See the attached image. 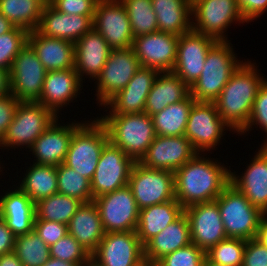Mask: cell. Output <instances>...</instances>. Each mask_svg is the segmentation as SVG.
<instances>
[{"instance_id": "6da1fadb", "label": "cell", "mask_w": 267, "mask_h": 266, "mask_svg": "<svg viewBox=\"0 0 267 266\" xmlns=\"http://www.w3.org/2000/svg\"><path fill=\"white\" fill-rule=\"evenodd\" d=\"M205 156L197 153L174 172L175 199L184 209L216 200L230 183L231 166Z\"/></svg>"}, {"instance_id": "7a4b0ae2", "label": "cell", "mask_w": 267, "mask_h": 266, "mask_svg": "<svg viewBox=\"0 0 267 266\" xmlns=\"http://www.w3.org/2000/svg\"><path fill=\"white\" fill-rule=\"evenodd\" d=\"M247 59L214 101L220 117L232 129V134L237 135L246 127L258 89L267 79L257 63Z\"/></svg>"}, {"instance_id": "3957f363", "label": "cell", "mask_w": 267, "mask_h": 266, "mask_svg": "<svg viewBox=\"0 0 267 266\" xmlns=\"http://www.w3.org/2000/svg\"><path fill=\"white\" fill-rule=\"evenodd\" d=\"M236 54L231 40L217 41L210 48L200 77L190 87V95L195 101L214 102L218 98L232 74L244 62Z\"/></svg>"}, {"instance_id": "277c9868", "label": "cell", "mask_w": 267, "mask_h": 266, "mask_svg": "<svg viewBox=\"0 0 267 266\" xmlns=\"http://www.w3.org/2000/svg\"><path fill=\"white\" fill-rule=\"evenodd\" d=\"M97 118L108 131L109 141L135 162H139L156 137L151 116L147 113L106 115Z\"/></svg>"}, {"instance_id": "5b68a950", "label": "cell", "mask_w": 267, "mask_h": 266, "mask_svg": "<svg viewBox=\"0 0 267 266\" xmlns=\"http://www.w3.org/2000/svg\"><path fill=\"white\" fill-rule=\"evenodd\" d=\"M94 119V120H93ZM85 120L74 132L64 164L83 177L93 178L100 154L109 142L104 124L97 118Z\"/></svg>"}, {"instance_id": "8992f818", "label": "cell", "mask_w": 267, "mask_h": 266, "mask_svg": "<svg viewBox=\"0 0 267 266\" xmlns=\"http://www.w3.org/2000/svg\"><path fill=\"white\" fill-rule=\"evenodd\" d=\"M58 118L49 108L38 102H19L13 120L0 140V150L9 152L23 149L26 152L34 141Z\"/></svg>"}, {"instance_id": "52a82bcc", "label": "cell", "mask_w": 267, "mask_h": 266, "mask_svg": "<svg viewBox=\"0 0 267 266\" xmlns=\"http://www.w3.org/2000/svg\"><path fill=\"white\" fill-rule=\"evenodd\" d=\"M227 238L255 239L264 213L229 183L215 200Z\"/></svg>"}, {"instance_id": "ba28073f", "label": "cell", "mask_w": 267, "mask_h": 266, "mask_svg": "<svg viewBox=\"0 0 267 266\" xmlns=\"http://www.w3.org/2000/svg\"><path fill=\"white\" fill-rule=\"evenodd\" d=\"M192 30L217 41H229L228 28L247 23L237 0H191Z\"/></svg>"}, {"instance_id": "9c48e42d", "label": "cell", "mask_w": 267, "mask_h": 266, "mask_svg": "<svg viewBox=\"0 0 267 266\" xmlns=\"http://www.w3.org/2000/svg\"><path fill=\"white\" fill-rule=\"evenodd\" d=\"M232 129L220 117L214 102H197L191 107L184 136L197 153L212 154ZM217 148V149H216ZM208 152V153H207Z\"/></svg>"}, {"instance_id": "30bf717a", "label": "cell", "mask_w": 267, "mask_h": 266, "mask_svg": "<svg viewBox=\"0 0 267 266\" xmlns=\"http://www.w3.org/2000/svg\"><path fill=\"white\" fill-rule=\"evenodd\" d=\"M141 65L132 47L126 49H113L95 80L94 89L96 102L99 109L118 92L124 89ZM102 107V108H101Z\"/></svg>"}, {"instance_id": "8fae6325", "label": "cell", "mask_w": 267, "mask_h": 266, "mask_svg": "<svg viewBox=\"0 0 267 266\" xmlns=\"http://www.w3.org/2000/svg\"><path fill=\"white\" fill-rule=\"evenodd\" d=\"M139 209L175 199L174 173L135 162L128 181Z\"/></svg>"}, {"instance_id": "7c38bea8", "label": "cell", "mask_w": 267, "mask_h": 266, "mask_svg": "<svg viewBox=\"0 0 267 266\" xmlns=\"http://www.w3.org/2000/svg\"><path fill=\"white\" fill-rule=\"evenodd\" d=\"M46 74L47 70L36 52L26 43L9 71L11 94L19 102H37L41 97Z\"/></svg>"}, {"instance_id": "4fadbf2b", "label": "cell", "mask_w": 267, "mask_h": 266, "mask_svg": "<svg viewBox=\"0 0 267 266\" xmlns=\"http://www.w3.org/2000/svg\"><path fill=\"white\" fill-rule=\"evenodd\" d=\"M105 233L135 231L140 209L127 185L93 199Z\"/></svg>"}, {"instance_id": "5bb4252c", "label": "cell", "mask_w": 267, "mask_h": 266, "mask_svg": "<svg viewBox=\"0 0 267 266\" xmlns=\"http://www.w3.org/2000/svg\"><path fill=\"white\" fill-rule=\"evenodd\" d=\"M135 161L110 141L104 146L91 179L93 199L128 185Z\"/></svg>"}, {"instance_id": "9a60e30c", "label": "cell", "mask_w": 267, "mask_h": 266, "mask_svg": "<svg viewBox=\"0 0 267 266\" xmlns=\"http://www.w3.org/2000/svg\"><path fill=\"white\" fill-rule=\"evenodd\" d=\"M93 28L113 49L132 47L133 33L127 11L120 0H99L93 17Z\"/></svg>"}, {"instance_id": "2e32d148", "label": "cell", "mask_w": 267, "mask_h": 266, "mask_svg": "<svg viewBox=\"0 0 267 266\" xmlns=\"http://www.w3.org/2000/svg\"><path fill=\"white\" fill-rule=\"evenodd\" d=\"M189 226L191 243L207 252L227 238L216 201L190 205L184 209Z\"/></svg>"}, {"instance_id": "e0dca14e", "label": "cell", "mask_w": 267, "mask_h": 266, "mask_svg": "<svg viewBox=\"0 0 267 266\" xmlns=\"http://www.w3.org/2000/svg\"><path fill=\"white\" fill-rule=\"evenodd\" d=\"M91 258L101 266H135L144 258L136 231L105 233Z\"/></svg>"}, {"instance_id": "ac0fdd59", "label": "cell", "mask_w": 267, "mask_h": 266, "mask_svg": "<svg viewBox=\"0 0 267 266\" xmlns=\"http://www.w3.org/2000/svg\"><path fill=\"white\" fill-rule=\"evenodd\" d=\"M179 36L168 32H154L134 37L132 48L141 67L159 72H172L177 55Z\"/></svg>"}, {"instance_id": "d6986e66", "label": "cell", "mask_w": 267, "mask_h": 266, "mask_svg": "<svg viewBox=\"0 0 267 266\" xmlns=\"http://www.w3.org/2000/svg\"><path fill=\"white\" fill-rule=\"evenodd\" d=\"M216 42L213 37L193 30L180 35L172 72L191 87L200 77L207 53Z\"/></svg>"}, {"instance_id": "ffe728a7", "label": "cell", "mask_w": 267, "mask_h": 266, "mask_svg": "<svg viewBox=\"0 0 267 266\" xmlns=\"http://www.w3.org/2000/svg\"><path fill=\"white\" fill-rule=\"evenodd\" d=\"M58 117L28 150L34 156L32 163L59 166L64 163L73 132L85 121L65 122ZM63 121V122H62ZM62 122V123H60ZM63 124V125H62Z\"/></svg>"}, {"instance_id": "44dd1931", "label": "cell", "mask_w": 267, "mask_h": 266, "mask_svg": "<svg viewBox=\"0 0 267 266\" xmlns=\"http://www.w3.org/2000/svg\"><path fill=\"white\" fill-rule=\"evenodd\" d=\"M196 154L190 140L184 135L173 137L156 135L139 163L148 168L174 173Z\"/></svg>"}, {"instance_id": "7402d4cb", "label": "cell", "mask_w": 267, "mask_h": 266, "mask_svg": "<svg viewBox=\"0 0 267 266\" xmlns=\"http://www.w3.org/2000/svg\"><path fill=\"white\" fill-rule=\"evenodd\" d=\"M256 148L244 171H230V183L255 207L267 214V145ZM248 165V166H247ZM244 172V173H243ZM238 173V174H237ZM240 174V175H239Z\"/></svg>"}, {"instance_id": "603a6c76", "label": "cell", "mask_w": 267, "mask_h": 266, "mask_svg": "<svg viewBox=\"0 0 267 266\" xmlns=\"http://www.w3.org/2000/svg\"><path fill=\"white\" fill-rule=\"evenodd\" d=\"M82 89L83 82L74 68L47 71L41 97L37 102L52 110L58 117H62L61 111L78 101Z\"/></svg>"}, {"instance_id": "cb8c5ba5", "label": "cell", "mask_w": 267, "mask_h": 266, "mask_svg": "<svg viewBox=\"0 0 267 266\" xmlns=\"http://www.w3.org/2000/svg\"><path fill=\"white\" fill-rule=\"evenodd\" d=\"M159 71L140 67L127 86L112 97L103 107L107 115L143 113L147 96Z\"/></svg>"}, {"instance_id": "d4e9b609", "label": "cell", "mask_w": 267, "mask_h": 266, "mask_svg": "<svg viewBox=\"0 0 267 266\" xmlns=\"http://www.w3.org/2000/svg\"><path fill=\"white\" fill-rule=\"evenodd\" d=\"M74 69L84 83L94 82L100 75L112 49L94 28L74 43ZM92 80V81H91Z\"/></svg>"}, {"instance_id": "484cf974", "label": "cell", "mask_w": 267, "mask_h": 266, "mask_svg": "<svg viewBox=\"0 0 267 266\" xmlns=\"http://www.w3.org/2000/svg\"><path fill=\"white\" fill-rule=\"evenodd\" d=\"M15 184L12 183V188L9 184L10 188L0 194V217L19 236L33 231L35 203Z\"/></svg>"}, {"instance_id": "4316f807", "label": "cell", "mask_w": 267, "mask_h": 266, "mask_svg": "<svg viewBox=\"0 0 267 266\" xmlns=\"http://www.w3.org/2000/svg\"><path fill=\"white\" fill-rule=\"evenodd\" d=\"M93 17L60 13L47 2L37 30L47 37L75 43L93 28Z\"/></svg>"}, {"instance_id": "83f0119b", "label": "cell", "mask_w": 267, "mask_h": 266, "mask_svg": "<svg viewBox=\"0 0 267 266\" xmlns=\"http://www.w3.org/2000/svg\"><path fill=\"white\" fill-rule=\"evenodd\" d=\"M27 43L36 52L38 59L47 71L74 68V42L47 37L36 29L28 32Z\"/></svg>"}, {"instance_id": "f1b7e54d", "label": "cell", "mask_w": 267, "mask_h": 266, "mask_svg": "<svg viewBox=\"0 0 267 266\" xmlns=\"http://www.w3.org/2000/svg\"><path fill=\"white\" fill-rule=\"evenodd\" d=\"M67 229L68 234L91 255L105 234L95 202L83 203L70 219Z\"/></svg>"}, {"instance_id": "f546056e", "label": "cell", "mask_w": 267, "mask_h": 266, "mask_svg": "<svg viewBox=\"0 0 267 266\" xmlns=\"http://www.w3.org/2000/svg\"><path fill=\"white\" fill-rule=\"evenodd\" d=\"M183 213L184 208L176 199L140 209L135 231L141 244L144 246Z\"/></svg>"}, {"instance_id": "4dcf8cb0", "label": "cell", "mask_w": 267, "mask_h": 266, "mask_svg": "<svg viewBox=\"0 0 267 266\" xmlns=\"http://www.w3.org/2000/svg\"><path fill=\"white\" fill-rule=\"evenodd\" d=\"M190 87L173 72H159L147 96L144 112L155 115L167 106L184 100Z\"/></svg>"}, {"instance_id": "1f68e13d", "label": "cell", "mask_w": 267, "mask_h": 266, "mask_svg": "<svg viewBox=\"0 0 267 266\" xmlns=\"http://www.w3.org/2000/svg\"><path fill=\"white\" fill-rule=\"evenodd\" d=\"M191 243L190 226L183 213L144 245V258L158 261L164 255Z\"/></svg>"}, {"instance_id": "d6a6232c", "label": "cell", "mask_w": 267, "mask_h": 266, "mask_svg": "<svg viewBox=\"0 0 267 266\" xmlns=\"http://www.w3.org/2000/svg\"><path fill=\"white\" fill-rule=\"evenodd\" d=\"M158 31L180 36L192 30L191 0H151Z\"/></svg>"}, {"instance_id": "836d02e7", "label": "cell", "mask_w": 267, "mask_h": 266, "mask_svg": "<svg viewBox=\"0 0 267 266\" xmlns=\"http://www.w3.org/2000/svg\"><path fill=\"white\" fill-rule=\"evenodd\" d=\"M30 165V166H29ZM26 166L17 186L34 202L58 193L57 166L32 163ZM26 171V172H25ZM24 174V175H23Z\"/></svg>"}, {"instance_id": "e575fe53", "label": "cell", "mask_w": 267, "mask_h": 266, "mask_svg": "<svg viewBox=\"0 0 267 266\" xmlns=\"http://www.w3.org/2000/svg\"><path fill=\"white\" fill-rule=\"evenodd\" d=\"M195 100L189 94L184 100L167 106L159 113L152 115L156 135L183 136L191 107Z\"/></svg>"}, {"instance_id": "d590c367", "label": "cell", "mask_w": 267, "mask_h": 266, "mask_svg": "<svg viewBox=\"0 0 267 266\" xmlns=\"http://www.w3.org/2000/svg\"><path fill=\"white\" fill-rule=\"evenodd\" d=\"M47 0H0V13L27 32L38 28Z\"/></svg>"}, {"instance_id": "8d00e7d4", "label": "cell", "mask_w": 267, "mask_h": 266, "mask_svg": "<svg viewBox=\"0 0 267 266\" xmlns=\"http://www.w3.org/2000/svg\"><path fill=\"white\" fill-rule=\"evenodd\" d=\"M82 204L77 198L57 193L35 203V218L68 225Z\"/></svg>"}, {"instance_id": "74e56055", "label": "cell", "mask_w": 267, "mask_h": 266, "mask_svg": "<svg viewBox=\"0 0 267 266\" xmlns=\"http://www.w3.org/2000/svg\"><path fill=\"white\" fill-rule=\"evenodd\" d=\"M124 5L134 37L158 31L157 16L151 0H120Z\"/></svg>"}, {"instance_id": "f35d334b", "label": "cell", "mask_w": 267, "mask_h": 266, "mask_svg": "<svg viewBox=\"0 0 267 266\" xmlns=\"http://www.w3.org/2000/svg\"><path fill=\"white\" fill-rule=\"evenodd\" d=\"M23 266H42L49 258V246L34 232L16 236L15 248Z\"/></svg>"}, {"instance_id": "ab89813d", "label": "cell", "mask_w": 267, "mask_h": 266, "mask_svg": "<svg viewBox=\"0 0 267 266\" xmlns=\"http://www.w3.org/2000/svg\"><path fill=\"white\" fill-rule=\"evenodd\" d=\"M58 193L77 198L83 203L93 201L91 181L64 163L57 166Z\"/></svg>"}, {"instance_id": "60d3db41", "label": "cell", "mask_w": 267, "mask_h": 266, "mask_svg": "<svg viewBox=\"0 0 267 266\" xmlns=\"http://www.w3.org/2000/svg\"><path fill=\"white\" fill-rule=\"evenodd\" d=\"M246 242L240 238H226L205 252L206 258L226 266H242Z\"/></svg>"}, {"instance_id": "b9f144b4", "label": "cell", "mask_w": 267, "mask_h": 266, "mask_svg": "<svg viewBox=\"0 0 267 266\" xmlns=\"http://www.w3.org/2000/svg\"><path fill=\"white\" fill-rule=\"evenodd\" d=\"M27 36L28 32L19 27L0 35V69L10 71L15 57L27 43Z\"/></svg>"}, {"instance_id": "7bdbcfd3", "label": "cell", "mask_w": 267, "mask_h": 266, "mask_svg": "<svg viewBox=\"0 0 267 266\" xmlns=\"http://www.w3.org/2000/svg\"><path fill=\"white\" fill-rule=\"evenodd\" d=\"M50 257L85 266L91 255L73 236L67 234L49 247Z\"/></svg>"}, {"instance_id": "ee69618b", "label": "cell", "mask_w": 267, "mask_h": 266, "mask_svg": "<svg viewBox=\"0 0 267 266\" xmlns=\"http://www.w3.org/2000/svg\"><path fill=\"white\" fill-rule=\"evenodd\" d=\"M254 128H256V130L259 128L262 132L264 131L263 133L266 135L265 140H263L264 143H261L260 145H267V79L259 87L249 121L238 136L243 135L244 137L246 134V136H248Z\"/></svg>"}, {"instance_id": "f6af8a7d", "label": "cell", "mask_w": 267, "mask_h": 266, "mask_svg": "<svg viewBox=\"0 0 267 266\" xmlns=\"http://www.w3.org/2000/svg\"><path fill=\"white\" fill-rule=\"evenodd\" d=\"M206 254L195 244L190 243L160 258L158 266H204Z\"/></svg>"}, {"instance_id": "bcb514c9", "label": "cell", "mask_w": 267, "mask_h": 266, "mask_svg": "<svg viewBox=\"0 0 267 266\" xmlns=\"http://www.w3.org/2000/svg\"><path fill=\"white\" fill-rule=\"evenodd\" d=\"M33 231L49 247L68 234L67 225L35 218Z\"/></svg>"}, {"instance_id": "7dc6e473", "label": "cell", "mask_w": 267, "mask_h": 266, "mask_svg": "<svg viewBox=\"0 0 267 266\" xmlns=\"http://www.w3.org/2000/svg\"><path fill=\"white\" fill-rule=\"evenodd\" d=\"M60 13L94 16L99 0H47Z\"/></svg>"}, {"instance_id": "c3c4849f", "label": "cell", "mask_w": 267, "mask_h": 266, "mask_svg": "<svg viewBox=\"0 0 267 266\" xmlns=\"http://www.w3.org/2000/svg\"><path fill=\"white\" fill-rule=\"evenodd\" d=\"M242 266H267V248L255 239L247 240Z\"/></svg>"}, {"instance_id": "681fc988", "label": "cell", "mask_w": 267, "mask_h": 266, "mask_svg": "<svg viewBox=\"0 0 267 266\" xmlns=\"http://www.w3.org/2000/svg\"><path fill=\"white\" fill-rule=\"evenodd\" d=\"M18 104L12 94L0 97V140L12 122Z\"/></svg>"}, {"instance_id": "f907efd6", "label": "cell", "mask_w": 267, "mask_h": 266, "mask_svg": "<svg viewBox=\"0 0 267 266\" xmlns=\"http://www.w3.org/2000/svg\"><path fill=\"white\" fill-rule=\"evenodd\" d=\"M237 5L247 23L254 22L267 12V0H237Z\"/></svg>"}, {"instance_id": "816d5d0a", "label": "cell", "mask_w": 267, "mask_h": 266, "mask_svg": "<svg viewBox=\"0 0 267 266\" xmlns=\"http://www.w3.org/2000/svg\"><path fill=\"white\" fill-rule=\"evenodd\" d=\"M16 236L0 217V256L14 251Z\"/></svg>"}, {"instance_id": "f5cc1de1", "label": "cell", "mask_w": 267, "mask_h": 266, "mask_svg": "<svg viewBox=\"0 0 267 266\" xmlns=\"http://www.w3.org/2000/svg\"><path fill=\"white\" fill-rule=\"evenodd\" d=\"M255 240L267 248V214H264L260 220Z\"/></svg>"}, {"instance_id": "db71d44e", "label": "cell", "mask_w": 267, "mask_h": 266, "mask_svg": "<svg viewBox=\"0 0 267 266\" xmlns=\"http://www.w3.org/2000/svg\"><path fill=\"white\" fill-rule=\"evenodd\" d=\"M9 71L0 69V97L10 95Z\"/></svg>"}, {"instance_id": "11a10c76", "label": "cell", "mask_w": 267, "mask_h": 266, "mask_svg": "<svg viewBox=\"0 0 267 266\" xmlns=\"http://www.w3.org/2000/svg\"><path fill=\"white\" fill-rule=\"evenodd\" d=\"M0 266H23V264L13 251L0 256Z\"/></svg>"}, {"instance_id": "9f6ffc18", "label": "cell", "mask_w": 267, "mask_h": 266, "mask_svg": "<svg viewBox=\"0 0 267 266\" xmlns=\"http://www.w3.org/2000/svg\"><path fill=\"white\" fill-rule=\"evenodd\" d=\"M42 266H78L76 263L50 257Z\"/></svg>"}, {"instance_id": "6f0895ef", "label": "cell", "mask_w": 267, "mask_h": 266, "mask_svg": "<svg viewBox=\"0 0 267 266\" xmlns=\"http://www.w3.org/2000/svg\"><path fill=\"white\" fill-rule=\"evenodd\" d=\"M15 26L0 13V35L11 31Z\"/></svg>"}, {"instance_id": "680465c9", "label": "cell", "mask_w": 267, "mask_h": 266, "mask_svg": "<svg viewBox=\"0 0 267 266\" xmlns=\"http://www.w3.org/2000/svg\"><path fill=\"white\" fill-rule=\"evenodd\" d=\"M135 266H158L156 261L148 260L143 258L137 265Z\"/></svg>"}, {"instance_id": "91938a15", "label": "cell", "mask_w": 267, "mask_h": 266, "mask_svg": "<svg viewBox=\"0 0 267 266\" xmlns=\"http://www.w3.org/2000/svg\"><path fill=\"white\" fill-rule=\"evenodd\" d=\"M204 266H226V265H222V264H218V263H215V262H211L206 258L205 262H204Z\"/></svg>"}, {"instance_id": "94428289", "label": "cell", "mask_w": 267, "mask_h": 266, "mask_svg": "<svg viewBox=\"0 0 267 266\" xmlns=\"http://www.w3.org/2000/svg\"><path fill=\"white\" fill-rule=\"evenodd\" d=\"M85 266H101V265L95 262L92 258H90Z\"/></svg>"}, {"instance_id": "6125c7cd", "label": "cell", "mask_w": 267, "mask_h": 266, "mask_svg": "<svg viewBox=\"0 0 267 266\" xmlns=\"http://www.w3.org/2000/svg\"><path fill=\"white\" fill-rule=\"evenodd\" d=\"M1 160H2V161H1ZM1 160H0V172H1L0 175L2 174V175H1V177H2V176L4 175L2 172L4 171L3 169L5 168V166L2 165V162H4V161H3L4 159L1 158ZM1 165H2V166H1ZM3 166H4V167H3Z\"/></svg>"}]
</instances>
